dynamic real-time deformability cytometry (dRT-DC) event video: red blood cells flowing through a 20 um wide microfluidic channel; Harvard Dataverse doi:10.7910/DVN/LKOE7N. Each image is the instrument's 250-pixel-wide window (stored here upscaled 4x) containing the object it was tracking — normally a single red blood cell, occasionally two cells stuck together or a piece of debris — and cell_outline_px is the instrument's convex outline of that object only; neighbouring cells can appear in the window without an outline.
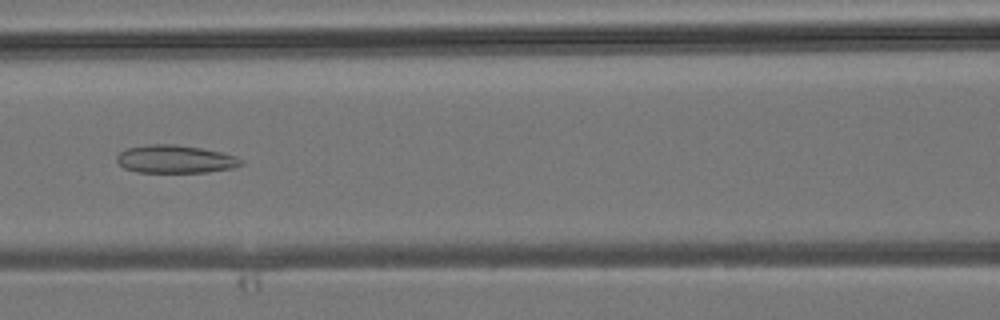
{"species": "common noctule bat (a hibernating species)", "species_latin": "Nyctalus noctula", "temperature_condition": "room temperature", "stored_images_in_passage": 41, "camera_frame_rate_fps": 3000, "um_per_image_px": 0.085, "animal": {"sex": "male", "body_mass_g": 19.2, "forearm_length_mm": 51.8}, "frame": {"image": 1, "passage_image": 18, "time_ms": 5.667, "image_size_px": [1000, 320], "cell_outline_px": [[244, 164], [232, 168], [208, 172], [136, 172], [124, 168], [116, 160], [116, 156], [124, 148], [148, 144], [172, 144], [200, 148], [220, 152], [236, 156], [244, 160]], "centroid_in_image_um": [14.88, 13.52], "position_along_channel_um": 151.7, "area_um2": 20.35}}
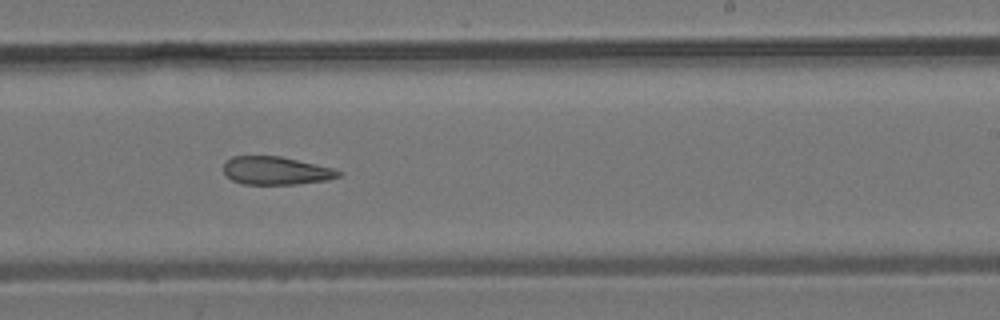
{"frame": {"image": 2, "passage_image": 25, "time_ms": 8.0, "image_size_px": [1000, 320], "cell_outline_px": [[344, 172], [340, 176], [328, 180], [296, 184], [244, 184], [232, 180], [224, 172], [224, 164], [232, 156], [280, 156], [332, 168]], "centroid_in_image_um": [23.48, 14.51], "position_along_channel_um": 265.5, "area_um2": 18.67}}
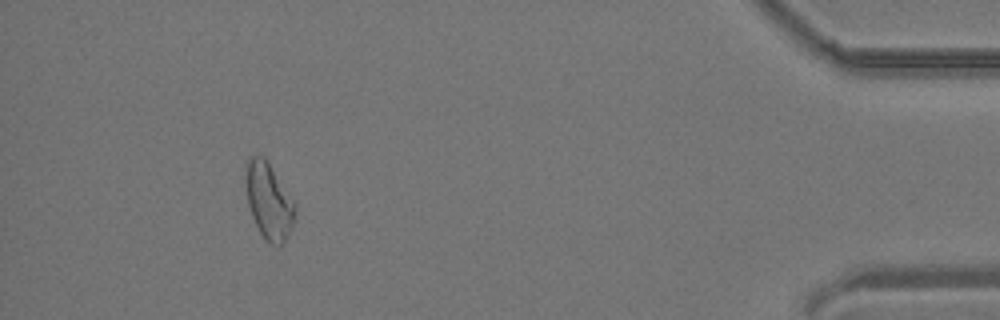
{"frame": {"image": 3, "passage_image": 38, "time_ms": 12.333, "image_size_px": [1000, 320], "cell_outline_px": [[296, 212], [288, 236], [280, 244], [268, 244], [264, 240], [252, 216], [248, 204], [244, 164], [248, 156], [264, 156], [296, 204]], "centroid_in_image_um": [22.83, 17.05], "position_along_channel_um": 412.4, "area_um2": 21.85}}